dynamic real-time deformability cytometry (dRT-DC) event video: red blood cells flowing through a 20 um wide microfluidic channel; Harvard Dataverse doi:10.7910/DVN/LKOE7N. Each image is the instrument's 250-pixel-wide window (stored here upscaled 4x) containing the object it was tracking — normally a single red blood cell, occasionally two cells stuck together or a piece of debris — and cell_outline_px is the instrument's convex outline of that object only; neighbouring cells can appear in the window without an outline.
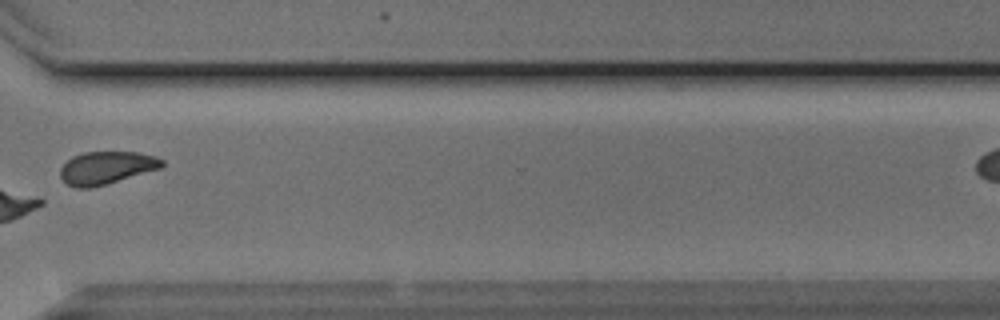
{"species": "Egyptian fruit bat (a non-hibernating species)", "species_latin": "Rousettus aegyptiacus", "temperature_condition": "cold", "stored_images_in_passage": 14, "camera_frame_rate_fps": 3000, "um_per_image_px": 0.085, "animal": {"sex": "male"}, "frame": {"image": 1, "passage_image": 10, "time_ms": 3.0, "image_size_px": [1000, 320], "cell_outline_px": [[164, 164], [160, 168], [104, 184], [88, 188], [76, 188], [68, 184], [60, 176], [60, 168], [72, 156], [84, 152], [136, 152], [156, 156], [164, 160]], "centroid_in_image_um": [9.03, 14.24], "position_along_channel_um": 361.6, "area_um2": 19.07}}
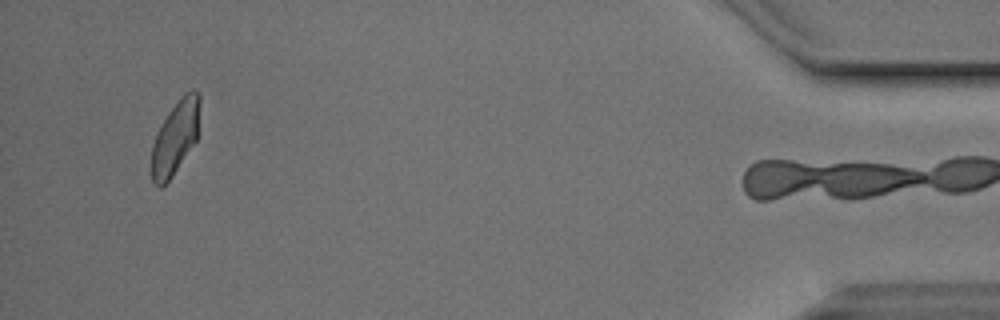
{"frame": {"image": 2, "passage_image": 14, "time_ms": 4.333, "image_size_px": [1000, 320], "cell_outline_px": [[200, 104], [196, 140], [172, 176], [160, 188], [156, 188], [152, 180], [152, 144], [168, 112], [180, 96], [184, 92], [192, 88], [200, 92]], "centroid_in_image_um": [14.91, 11.64], "position_along_channel_um": 420.3, "area_um2": 20.52}}